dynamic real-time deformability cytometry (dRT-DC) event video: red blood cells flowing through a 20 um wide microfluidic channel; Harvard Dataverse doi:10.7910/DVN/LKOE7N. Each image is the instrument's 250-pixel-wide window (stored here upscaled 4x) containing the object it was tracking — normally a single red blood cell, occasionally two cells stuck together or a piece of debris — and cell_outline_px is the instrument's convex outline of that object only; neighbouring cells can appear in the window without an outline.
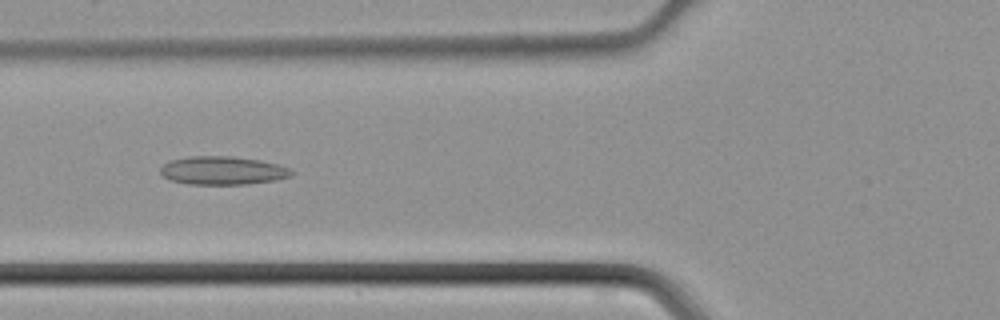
{"species": "common noctule bat (a hibernating species)", "species_latin": "Nyctalus noctula", "temperature_condition": "cold", "stored_images_in_passage": 36, "segment_of_instrument_passage": [1, 2], "camera_frame_rate_fps": 3000, "um_per_image_px": 0.085, "animal": {"sex": "male", "body_mass_g": 21.5, "forearm_length_mm": 52.0}, "frame": {"image": 1, "passage_image": 7, "time_ms": 2.0, "image_size_px": [1000, 320], "cell_outline_px": [[296, 172], [292, 176], [276, 180], [248, 184], [188, 184], [172, 180], [164, 176], [160, 172], [160, 168], [164, 164], [172, 160], [188, 156], [232, 156], [260, 160], [276, 164], [288, 168]], "centroid_in_image_um": [18.96, 14.49], "position_along_channel_um": 106.8, "area_um2": 21.62}}
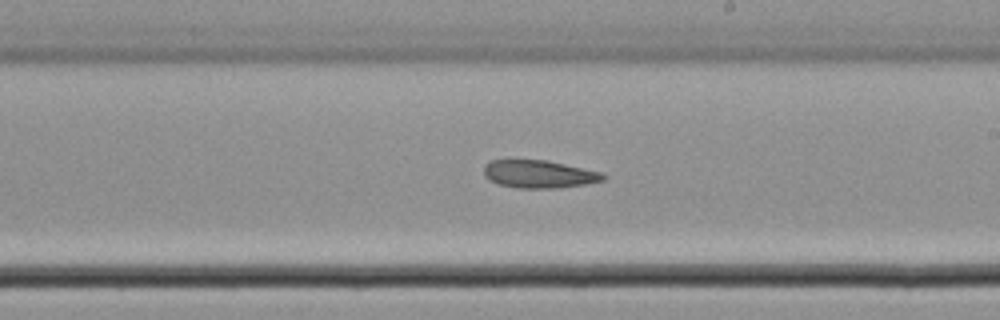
{"frame": {"image": 2, "passage_image": 16, "time_ms": 5.0, "image_size_px": [1000, 320], "cell_outline_px": [[608, 176], [604, 180], [584, 184], [560, 188], [516, 188], [496, 184], [488, 180], [484, 176], [484, 164], [492, 160], [548, 160], [600, 172]], "centroid_in_image_um": [45.78, 14.8], "position_along_channel_um": 243.2, "area_um2": 19.48}}
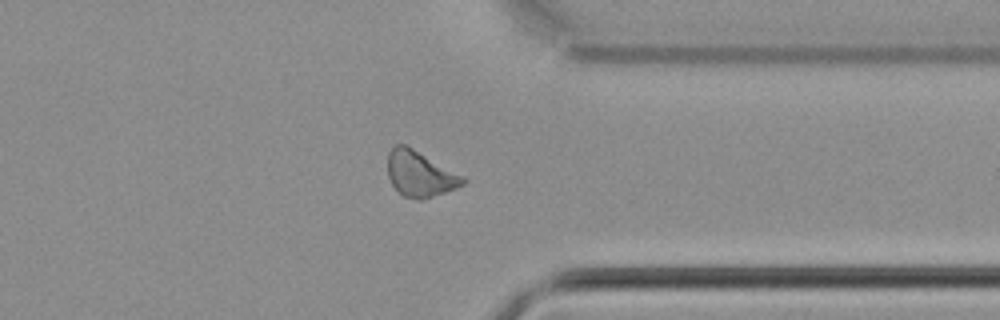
{"frame": {"image": 3, "passage_image": 25, "time_ms": 8.0, "image_size_px": [1000, 320], "cell_outline_px": [[468, 180], [464, 184], [456, 188], [420, 200], [404, 196], [392, 184], [388, 176], [388, 152], [396, 144], [404, 144], [412, 148], [464, 176]], "centroid_in_image_um": [35.7, 14.77], "position_along_channel_um": 375.7, "area_um2": 19.71}}